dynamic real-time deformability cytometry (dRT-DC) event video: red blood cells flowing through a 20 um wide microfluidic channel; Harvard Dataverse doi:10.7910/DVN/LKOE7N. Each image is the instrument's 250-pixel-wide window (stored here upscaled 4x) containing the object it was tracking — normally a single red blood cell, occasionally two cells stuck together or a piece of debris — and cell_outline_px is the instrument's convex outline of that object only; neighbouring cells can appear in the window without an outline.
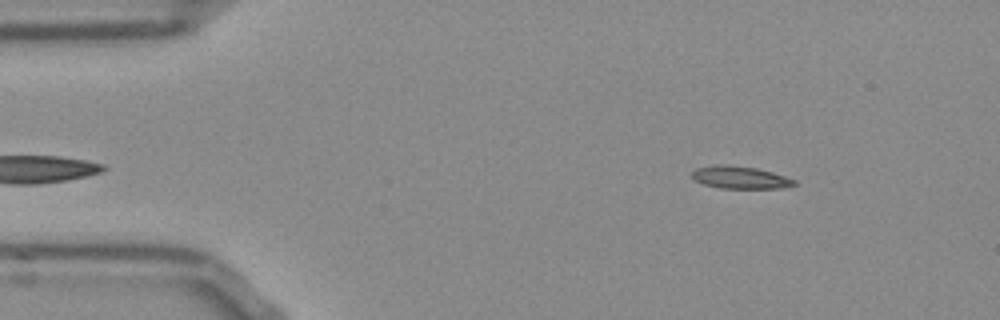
{"species": "Egyptian fruit bat (a non-hibernating species)", "species_latin": "Rousettus aegyptiacus", "temperature_condition": "room temperature", "stored_images_in_passage": 52, "camera_frame_rate_fps": 3000, "um_per_image_px": 0.085, "frame": {"image": 1, "passage_image": 6, "time_ms": 1.667, "image_size_px": [1000, 320], "cell_outline_px": [[796, 184], [784, 188], [720, 188], [704, 184], [692, 180], [692, 172], [696, 168], [716, 164], [728, 164], [756, 168], [772, 172], [796, 180]], "centroid_in_image_um": [62.88, 15.07], "position_along_channel_um": 22.1, "area_um2": 13.47}}
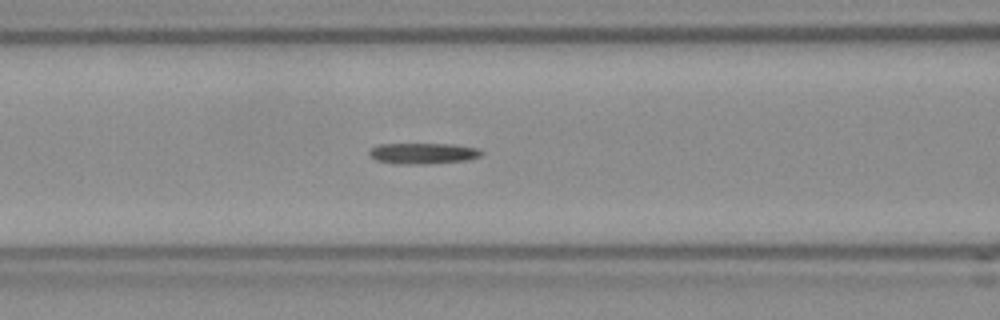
{"frame": {"image": 2, "passage_image": 20, "time_ms": 6.333, "image_size_px": [1000, 320], "cell_outline_px": [[484, 152], [480, 156], [468, 160], [428, 164], [396, 164], [376, 160], [368, 152], [372, 148], [380, 144], [452, 144], [476, 148]], "centroid_in_image_um": [35.97, 13.04], "position_along_channel_um": 130.6, "area_um2": 13.64}}
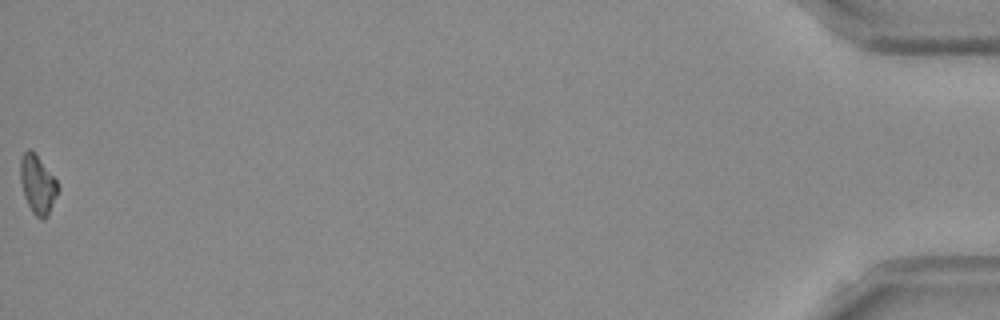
{"frame": {"image": 3, "passage_image": 52, "time_ms": 17.0, "image_size_px": [1000, 320], "cell_outline_px": [[60, 188], [48, 216], [44, 220], [40, 220], [32, 212], [24, 196], [20, 180], [20, 160], [24, 152], [28, 148], [36, 152], [56, 180]], "centroid_in_image_um": [3.2, 15.67], "position_along_channel_um": 432.0, "area_um2": 13.06}, "authors_computed_cell_mechanics": {"area_um2": 13.2362, "velocity_mm_per_s": 3.8283, "shape_relaxation_time_tau1_ms": 8.4947, "shape_relaxation_time_tau2_ms": null, "deformation_change_tau1": 0.252, "deformation_change_tau2": null}}